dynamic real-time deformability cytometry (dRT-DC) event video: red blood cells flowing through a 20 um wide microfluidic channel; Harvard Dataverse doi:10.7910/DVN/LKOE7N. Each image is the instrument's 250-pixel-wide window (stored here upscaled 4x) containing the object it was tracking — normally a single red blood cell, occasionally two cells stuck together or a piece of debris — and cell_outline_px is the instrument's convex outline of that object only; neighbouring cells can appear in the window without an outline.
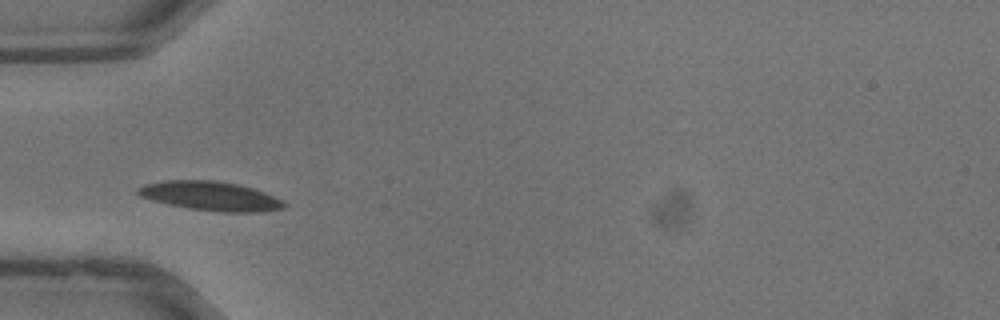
{"species": "common noctule bat (a hibernating species)", "species_latin": "Nyctalus noctula", "temperature_condition": "warm", "stored_images_in_passage": 27, "camera_frame_rate_fps": 3000, "um_per_image_px": 0.085, "animal": {"sex": "male", "body_mass_g": 13.3}, "frame": {"image": 1, "passage_image": 6, "time_ms": 1.667, "image_size_px": [1000, 320], "cell_outline_px": [[288, 204], [284, 208], [264, 212], [220, 212], [188, 208], [168, 204], [152, 200], [140, 196], [136, 192], [136, 188], [144, 184], [164, 180], [212, 180], [236, 184], [252, 188], [264, 192], [284, 200]], "centroid_in_image_um": [17.91, 16.67], "position_along_channel_um": 67.1, "area_um2": 24.97}}
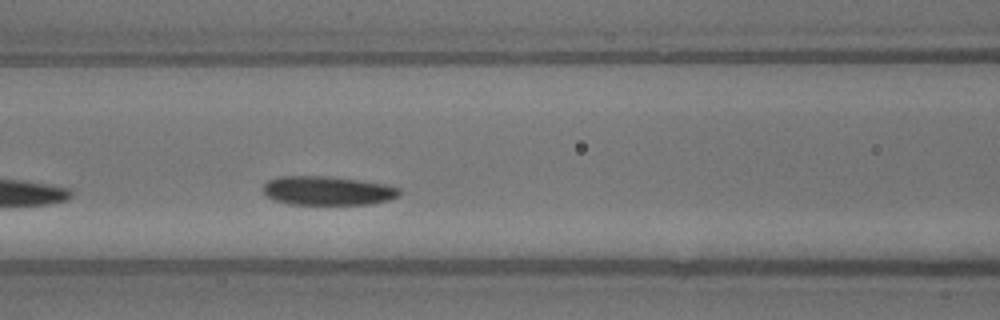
{"frame": {"image": 2, "passage_image": 10, "time_ms": 3.0, "image_size_px": [1000, 320], "cell_outline_px": [[400, 196], [388, 200], [372, 204], [292, 204], [272, 200], [264, 196], [264, 184], [268, 180], [280, 176], [328, 176], [360, 180], [384, 184], [400, 188]], "centroid_in_image_um": [27.83, 16.21], "position_along_channel_um": 138.8, "area_um2": 23.12}}
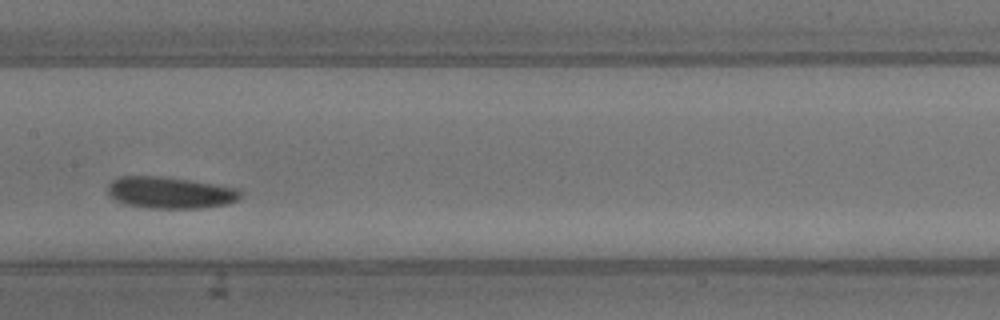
{"frame": {"image": 3, "passage_image": 13, "time_ms": 4.0, "image_size_px": [1000, 320], "cell_outline_px": [[244, 192], [236, 200], [228, 204], [204, 208], [148, 208], [124, 204], [116, 200], [108, 192], [108, 184], [112, 180], [120, 176], [156, 176], [188, 180], [216, 184], [240, 188]], "centroid_in_image_um": [14.5, 16.38], "position_along_channel_um": 192.9, "area_um2": 24.57}}